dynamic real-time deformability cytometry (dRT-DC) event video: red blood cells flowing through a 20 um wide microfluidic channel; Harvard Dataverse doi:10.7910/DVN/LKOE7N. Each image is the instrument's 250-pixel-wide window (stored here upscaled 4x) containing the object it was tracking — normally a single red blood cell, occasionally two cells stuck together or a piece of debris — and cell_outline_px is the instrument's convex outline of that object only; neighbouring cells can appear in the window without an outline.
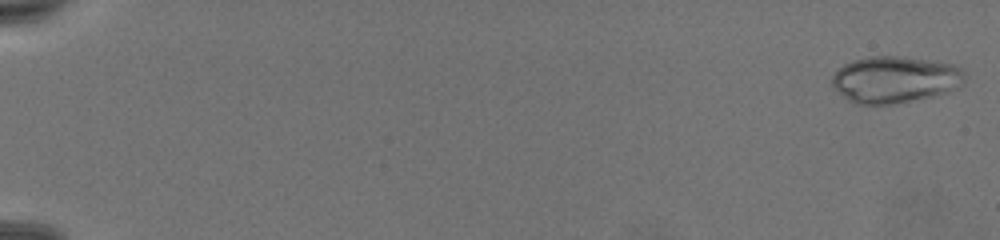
{"species": "common noctule bat (a hibernating species)", "species_latin": "Nyctalus noctula", "temperature_condition": "warm", "stored_images_in_passage": 75, "camera_frame_rate_fps": 3000, "um_per_image_px": 0.085, "animal": {"sex": "female", "body_mass_g": 19.5, "forearm_length_mm": 54.1}, "frame": {"image": 1, "passage_image": 2, "time_ms": 0.333, "image_size_px": [1000, 240], "cell_outline_px": [[964, 84], [960, 88], [936, 96], [892, 104], [856, 104], [848, 100], [832, 88], [832, 76], [844, 64], [868, 56], [904, 56], [956, 64], [964, 72]], "centroid_in_image_um": [76.11, 6.76], "position_along_channel_um": 8.9, "area_um2": 36.53}}
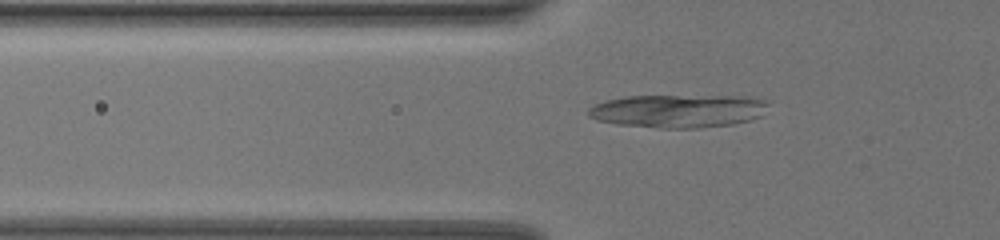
{"frame": {"image": 2, "passage_image": 29, "time_ms": 9.333, "image_size_px": [1000, 240], "cell_outline_px": [[772, 100], [760, 116], [752, 120], [732, 124], [700, 128], [660, 128], [616, 124], [596, 120], [588, 116], [588, 108], [596, 104], [608, 100], [628, 96], [748, 96]], "centroid_in_image_um": [57.7, 9.43], "position_along_channel_um": 68.1, "area_um2": 35.08}}
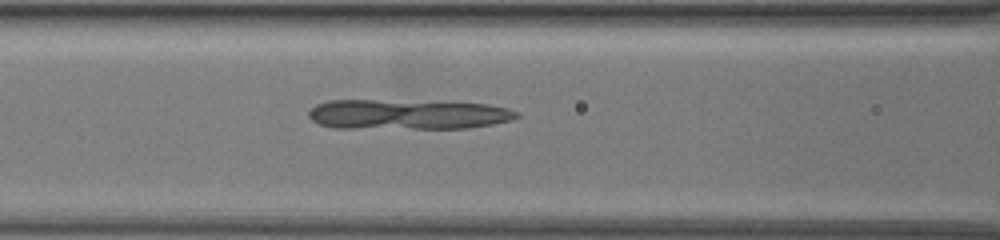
{"frame": {"image": 3, "passage_image": 36, "time_ms": 11.667, "image_size_px": [1000, 240], "cell_outline_px": [[520, 116], [512, 120], [492, 124], [468, 128], [332, 128], [320, 124], [312, 120], [308, 116], [308, 112], [316, 104], [328, 100], [376, 100], [488, 104], [508, 108], [520, 112]], "centroid_in_image_um": [34.63, 9.73], "position_along_channel_um": 132.0, "area_um2": 36.3}}